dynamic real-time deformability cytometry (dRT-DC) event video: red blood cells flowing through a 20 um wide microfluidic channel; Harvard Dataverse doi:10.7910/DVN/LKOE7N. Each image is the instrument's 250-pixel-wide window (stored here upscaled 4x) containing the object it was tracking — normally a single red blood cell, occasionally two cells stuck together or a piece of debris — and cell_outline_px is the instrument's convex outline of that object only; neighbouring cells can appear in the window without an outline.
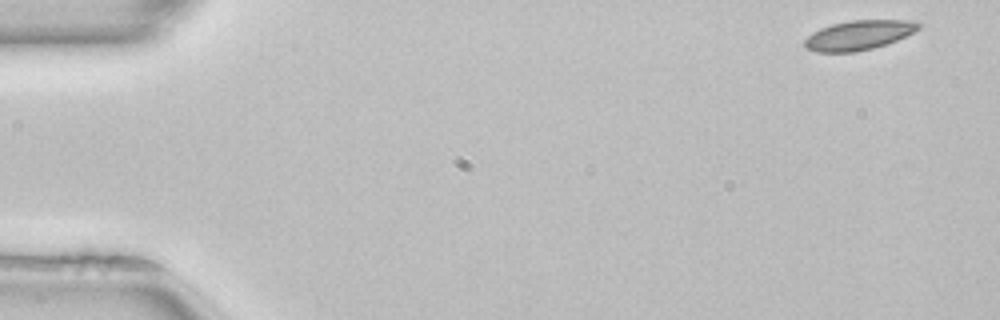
{"species": "common noctule bat (a hibernating species)", "species_latin": "Nyctalus noctula", "temperature_condition": "room temperature", "stored_images_in_passage": 19, "camera_frame_rate_fps": 3000, "um_per_image_px": 0.085, "animal": {"sex": "female", "body_mass_g": 22.7, "forearm_length_mm": 54.2}, "frame": {"image": 1, "passage_image": 1, "time_ms": 0.0, "image_size_px": [1000, 320], "cell_outline_px": [[920, 28], [896, 40], [872, 48], [852, 52], [816, 52], [804, 48], [804, 40], [812, 32], [820, 28], [832, 24], [852, 20], [916, 20], [920, 24]], "centroid_in_image_um": [72.95, 2.98], "position_along_channel_um": 12.0, "area_um2": 19.48}}
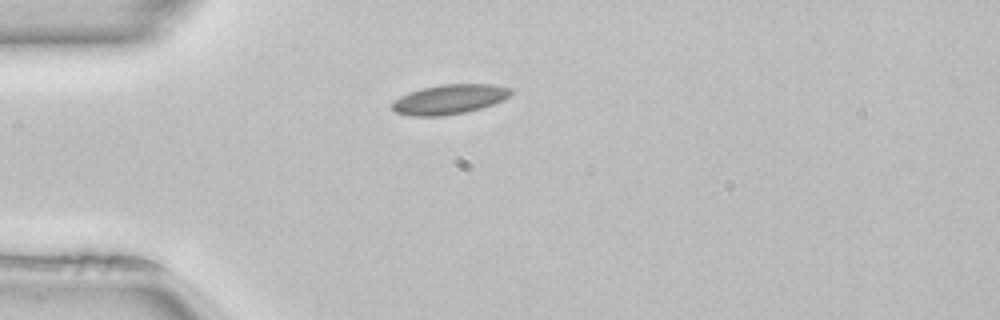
{"frame": {"image": 2, "passage_image": 12, "time_ms": 3.667, "image_size_px": [1000, 320], "cell_outline_px": [[512, 92], [504, 100], [480, 108], [464, 112], [444, 116], [408, 116], [396, 112], [392, 108], [392, 104], [400, 96], [408, 92], [420, 88], [440, 84], [492, 84], [512, 88]], "centroid_in_image_um": [38.19, 8.43], "position_along_channel_um": 46.8, "area_um2": 20.58}}